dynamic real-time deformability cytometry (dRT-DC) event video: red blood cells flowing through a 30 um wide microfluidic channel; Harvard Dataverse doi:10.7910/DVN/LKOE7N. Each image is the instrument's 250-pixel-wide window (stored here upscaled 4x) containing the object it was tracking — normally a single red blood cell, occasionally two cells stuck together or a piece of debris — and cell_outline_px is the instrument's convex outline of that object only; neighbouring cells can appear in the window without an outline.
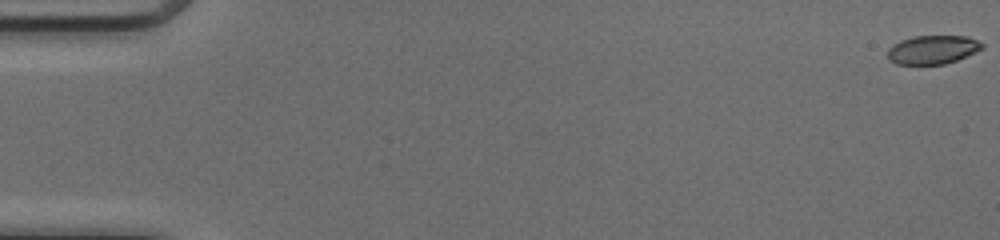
{"species": "common noctule bat (a hibernating species)", "species_latin": "Nyctalus noctula", "temperature_condition": "cold", "stored_images_in_passage": 49, "camera_frame_rate_fps": 3000, "um_per_image_px": 0.085, "animal": {"sex": "female", "body_mass_g": 17.0, "forearm_length_mm": 48.0}, "frame": {"image": 1, "passage_image": 1, "time_ms": 0.0, "image_size_px": [1000, 240], "cell_outline_px": [[984, 48], [976, 52], [956, 60], [944, 64], [896, 64], [888, 60], [888, 48], [892, 44], [900, 40], [912, 36], [968, 36], [980, 40], [984, 44]], "centroid_in_image_um": [79.28, 4.21], "position_along_channel_um": 5.7, "area_um2": 16.01}}
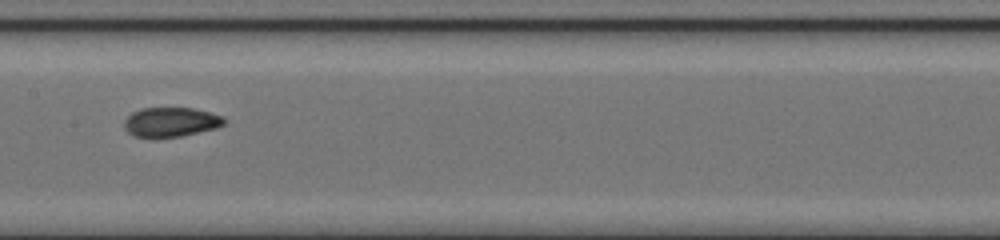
{"frame": {"image": 2, "passage_image": 27, "time_ms": 8.667, "image_size_px": [1000, 240], "cell_outline_px": [[228, 120], [224, 124], [216, 128], [180, 136], [156, 140], [152, 140], [132, 136], [124, 128], [124, 120], [132, 112], [140, 108], [192, 108], [224, 116]], "centroid_in_image_um": [14.48, 10.41], "position_along_channel_um": 192.9, "area_um2": 17.74}}
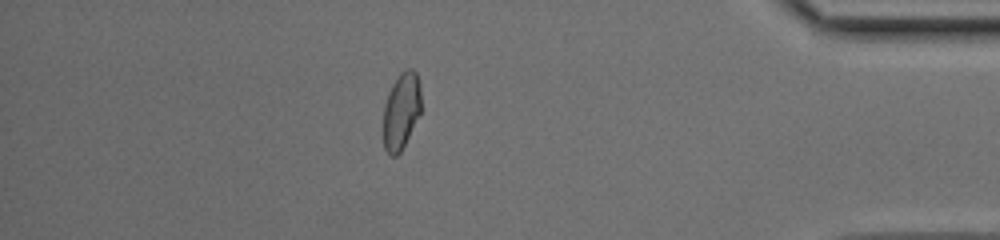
{"frame": {"image": 3, "passage_image": 45, "time_ms": 14.667, "image_size_px": [1000, 240], "cell_outline_px": [[420, 112], [400, 152], [396, 156], [392, 156], [384, 148], [384, 104], [388, 92], [392, 84], [400, 72], [408, 68], [412, 68], [416, 72], [420, 84]], "centroid_in_image_um": [34.1, 9.38], "position_along_channel_um": 401.1, "area_um2": 16.65}}